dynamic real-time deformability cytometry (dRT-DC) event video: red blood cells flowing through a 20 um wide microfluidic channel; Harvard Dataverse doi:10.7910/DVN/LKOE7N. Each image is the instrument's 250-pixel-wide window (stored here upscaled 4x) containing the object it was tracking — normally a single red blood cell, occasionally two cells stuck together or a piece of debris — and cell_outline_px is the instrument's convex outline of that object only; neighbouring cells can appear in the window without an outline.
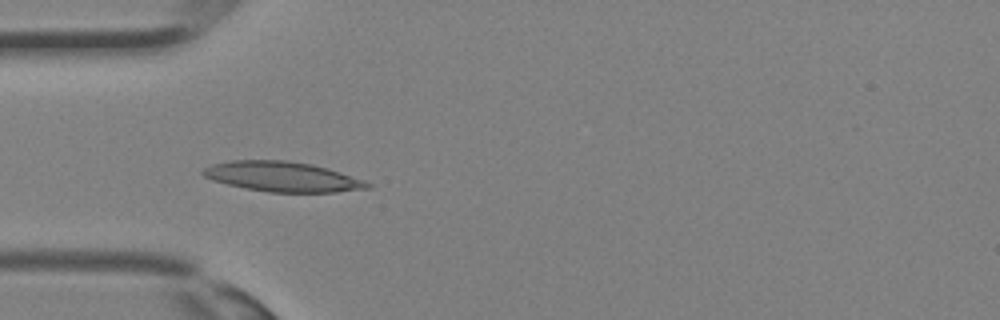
{"species": "Egyptian fruit bat (a non-hibernating species)", "species_latin": "Rousettus aegyptiacus", "temperature_condition": "room temperature", "stored_images_in_passage": 27, "camera_frame_rate_fps": 3000, "um_per_image_px": 0.085, "animal": {"sex": "female"}, "frame": {"image": 1, "passage_image": 3, "time_ms": 0.667, "image_size_px": [1000, 320], "cell_outline_px": [[372, 188], [336, 192], [268, 192], [228, 184], [212, 180], [204, 176], [200, 172], [204, 168], [212, 164], [232, 160], [288, 160], [312, 164], [328, 168], [364, 180], [372, 184]], "centroid_in_image_um": [24.03, 15.01], "position_along_channel_um": 61.0, "area_um2": 28.73}}
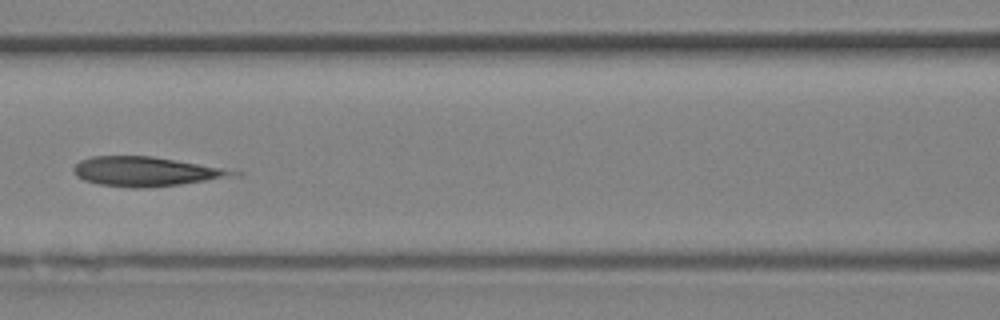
{"frame": {"image": 2, "passage_image": 8, "time_ms": 2.333, "image_size_px": [1000, 320], "cell_outline_px": [[244, 172], [240, 176], [180, 184], [144, 188], [132, 188], [100, 184], [84, 180], [76, 176], [72, 168], [80, 160], [92, 156], [152, 156], [224, 168]], "centroid_in_image_um": [12.44, 14.58], "position_along_channel_um": 154.2, "area_um2": 27.4}}
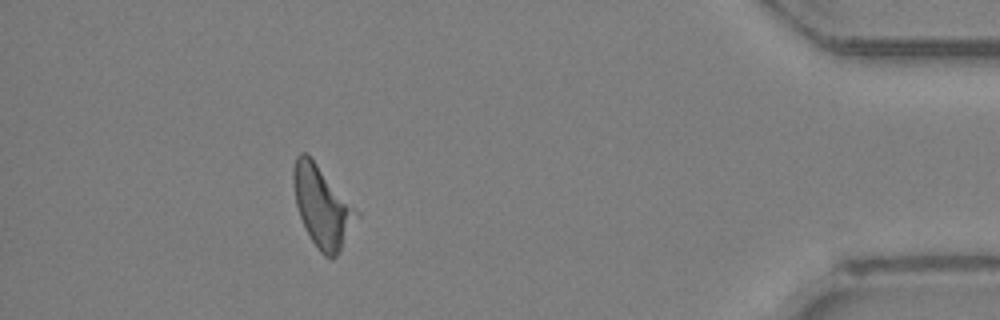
{"frame": {"image": 3, "passage_image": 24, "time_ms": 7.667, "image_size_px": [1000, 320], "cell_outline_px": [[360, 216], [340, 252], [332, 260], [324, 256], [320, 252], [312, 240], [300, 216], [296, 204], [292, 176], [292, 168], [296, 156], [300, 152], [304, 152], [316, 164], [360, 212]], "centroid_in_image_um": [27.41, 17.6], "position_along_channel_um": 407.8, "area_um2": 29.42}}